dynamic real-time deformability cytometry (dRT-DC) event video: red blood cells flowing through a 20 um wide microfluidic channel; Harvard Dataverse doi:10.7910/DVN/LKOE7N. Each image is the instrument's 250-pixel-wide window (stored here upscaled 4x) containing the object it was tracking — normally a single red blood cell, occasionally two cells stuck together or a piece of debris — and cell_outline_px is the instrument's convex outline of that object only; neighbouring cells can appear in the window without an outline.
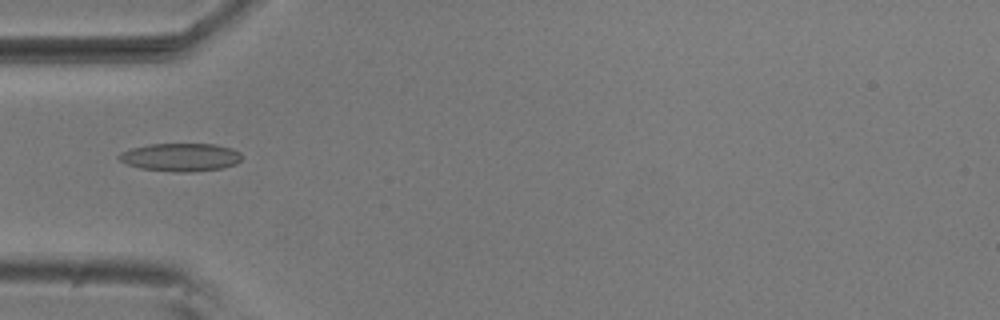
{"species": "common noctule bat (a hibernating species)", "species_latin": "Nyctalus noctula", "temperature_condition": "room temperature", "stored_images_in_passage": 38, "camera_frame_rate_fps": 3000, "um_per_image_px": 0.085, "animal": {"sex": "male", "body_mass_g": 20.5, "forearm_length_mm": 52.5}, "frame": {"image": 1, "passage_image": 1, "time_ms": 0.0, "image_size_px": [1000, 320], "cell_outline_px": [[240, 160], [236, 164], [220, 168], [188, 172], [176, 172], [140, 168], [128, 164], [120, 160], [116, 156], [120, 152], [132, 148], [148, 144], [216, 144], [232, 148], [240, 152]], "centroid_in_image_um": [15.33, 13.35], "position_along_channel_um": 69.7, "area_um2": 20.0}}
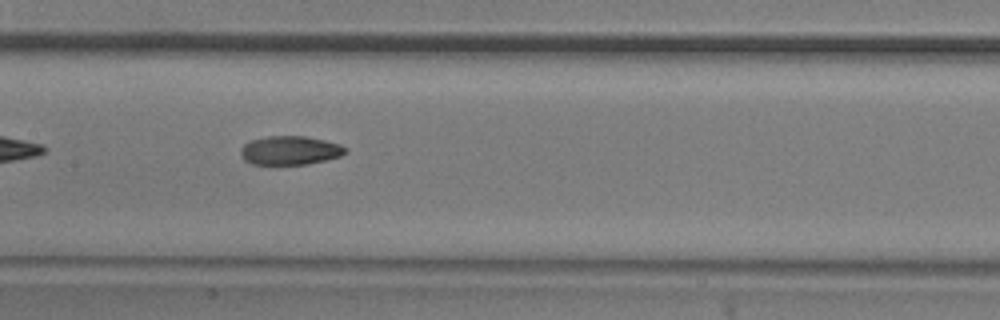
{"frame": {"image": 2, "passage_image": 10, "time_ms": 3.0, "image_size_px": [1000, 320], "cell_outline_px": [[348, 152], [340, 156], [308, 164], [252, 164], [244, 160], [240, 152], [240, 148], [244, 144], [252, 140], [268, 136], [304, 136], [324, 140], [340, 144], [348, 148]], "centroid_in_image_um": [24.66, 12.78], "position_along_channel_um": 182.7, "area_um2": 17.57}}
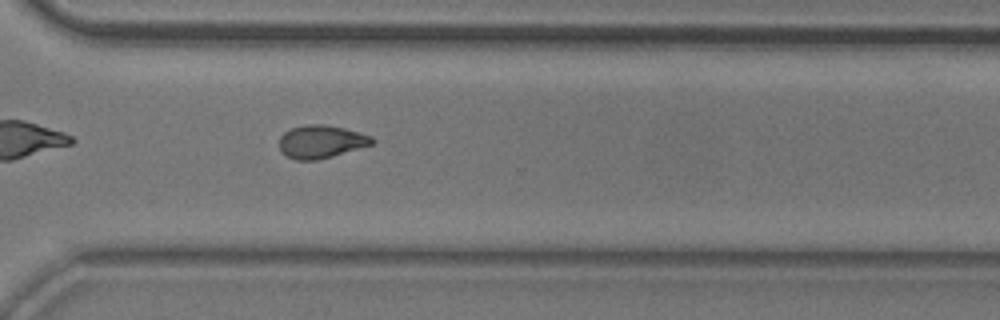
{"frame": {"image": 3, "passage_image": 23, "time_ms": 7.333, "image_size_px": [1000, 320], "cell_outline_px": [[376, 140], [372, 144], [332, 156], [316, 160], [296, 160], [280, 152], [280, 136], [284, 132], [292, 128], [304, 124], [324, 124], [344, 128], [372, 136]], "centroid_in_image_um": [27.28, 12.03], "position_along_channel_um": 343.3, "area_um2": 17.74}, "authors_computed_cell_mechanics": {"area_um2": 17.7157, "velocity_mm_per_s": 3.7197, "shape_relaxation_time_tau1_ms": 8.2668, "shape_relaxation_time_tau2_ms": 3.7895, "deformation_change_tau1": 0.2144, "deformation_change_tau2": 0.095}}